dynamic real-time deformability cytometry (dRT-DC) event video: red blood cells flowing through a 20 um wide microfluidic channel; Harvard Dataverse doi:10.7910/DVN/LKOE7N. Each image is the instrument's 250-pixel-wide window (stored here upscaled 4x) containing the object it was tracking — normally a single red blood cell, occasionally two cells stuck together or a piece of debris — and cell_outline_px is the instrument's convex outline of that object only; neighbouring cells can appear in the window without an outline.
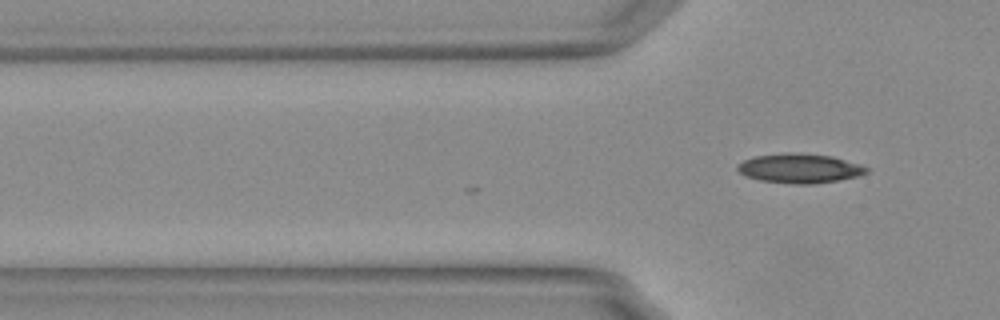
{"species": "Egyptian fruit bat (a non-hibernating species)", "species_latin": "Rousettus aegyptiacus", "temperature_condition": "warm", "stored_images_in_passage": 11, "camera_frame_rate_fps": 3000, "um_per_image_px": 0.085, "animal": {"sex": "female"}, "frame": {"image": 1, "passage_image": 11, "time_ms": 3.333, "image_size_px": [1000, 320], "cell_outline_px": [[868, 172], [856, 176], [816, 184], [792, 184], [760, 180], [744, 176], [736, 168], [744, 160], [752, 156], [784, 152], [800, 152], [832, 156], [868, 168]], "centroid_in_image_um": [67.9, 14.3], "position_along_channel_um": 57.9, "area_um2": 22.08}}